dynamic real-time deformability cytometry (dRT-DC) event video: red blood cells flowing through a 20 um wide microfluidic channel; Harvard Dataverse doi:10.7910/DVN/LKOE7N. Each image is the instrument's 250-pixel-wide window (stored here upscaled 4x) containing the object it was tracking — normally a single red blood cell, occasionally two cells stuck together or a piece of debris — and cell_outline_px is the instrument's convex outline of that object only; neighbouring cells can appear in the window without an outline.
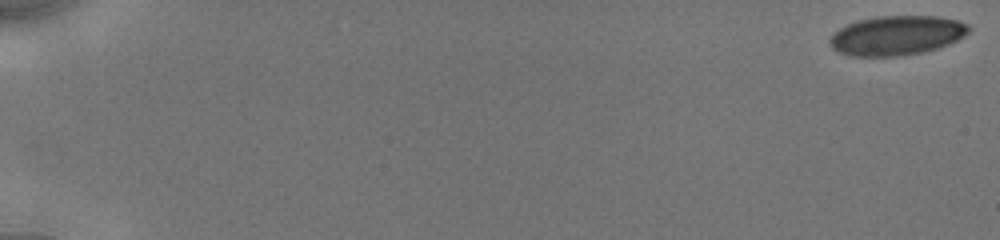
{"species": "human", "species_latin": "Homo sapiens", "temperature_condition": "cold", "stored_images_in_passage": 17, "camera_frame_rate_fps": 3000, "um_per_image_px": 0.085, "donor": {"sex": "male"}, "frame": {"image": 1, "passage_image": 1, "time_ms": 0.0, "image_size_px": [1000, 240], "cell_outline_px": [[972, 28], [964, 36], [948, 44], [924, 52], [896, 56], [852, 56], [840, 52], [832, 48], [828, 40], [840, 28], [856, 20], [876, 16], [936, 16], [956, 20], [968, 24]], "centroid_in_image_um": [76.22, 3.0], "position_along_channel_um": 8.8, "area_um2": 31.85}}
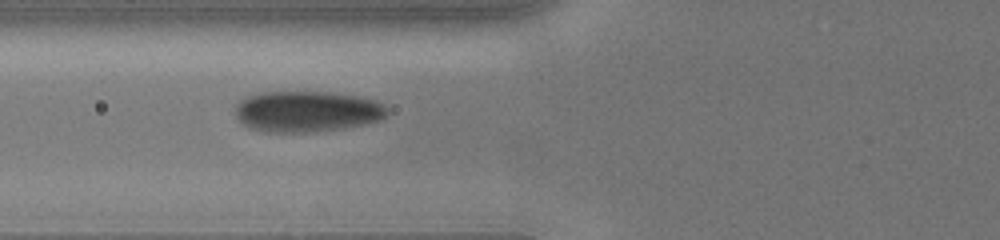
{"frame": {"image": 2, "passage_image": 12, "time_ms": 7.333, "image_size_px": [1000, 240], "cell_outline_px": [[388, 116], [380, 120], [364, 124], [340, 128], [304, 132], [264, 132], [248, 128], [236, 116], [236, 104], [240, 100], [248, 96], [260, 92], [332, 92], [360, 96], [376, 100], [384, 104], [388, 108]], "centroid_in_image_um": [26.12, 9.46], "position_along_channel_um": 99.7, "area_um2": 36.41}}
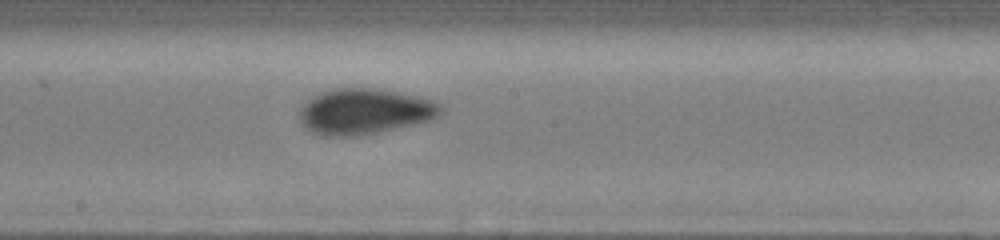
{"frame": {"image": 3, "passage_image": 17, "time_ms": 10.333, "image_size_px": [1000, 240], "cell_outline_px": [[444, 108], [432, 120], [376, 132], [352, 136], [320, 136], [312, 132], [300, 120], [300, 108], [308, 100], [324, 92], [336, 88], [372, 88], [396, 92], [416, 96], [432, 100], [440, 104]], "centroid_in_image_um": [30.99, 9.48], "position_along_channel_um": 217.2, "area_um2": 36.93}}